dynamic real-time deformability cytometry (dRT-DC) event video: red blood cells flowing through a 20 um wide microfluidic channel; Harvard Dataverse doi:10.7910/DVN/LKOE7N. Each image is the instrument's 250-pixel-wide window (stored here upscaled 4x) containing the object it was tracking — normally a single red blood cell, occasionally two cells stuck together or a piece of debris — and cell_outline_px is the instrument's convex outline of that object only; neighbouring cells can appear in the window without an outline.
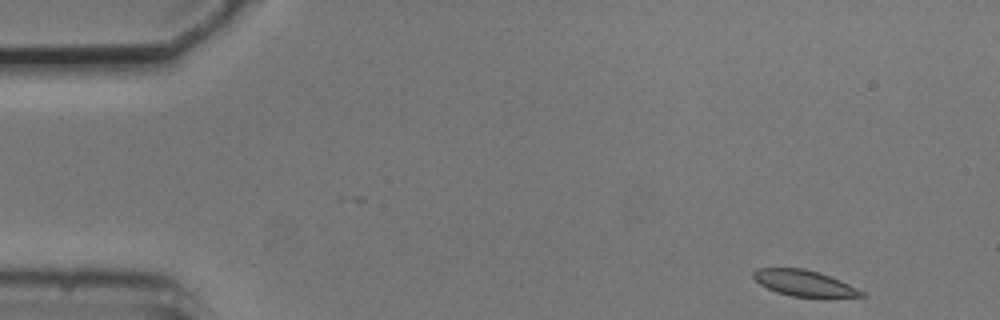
{"species": "common noctule bat (a hibernating species)", "species_latin": "Nyctalus noctula", "temperature_condition": "cold", "stored_images_in_passage": 4, "camera_frame_rate_fps": 3000, "um_per_image_px": 0.085, "animal": {"sex": "male", "body_mass_g": 20.5, "forearm_length_mm": 52.5}, "frame": {"image": 1, "passage_image": 1, "time_ms": 0.0, "image_size_px": [1000, 320], "cell_outline_px": [[868, 296], [792, 296], [776, 292], [760, 284], [752, 276], [752, 272], [756, 268], [804, 268], [820, 272], [840, 280], [864, 292]], "centroid_in_image_um": [68.3, 24.04], "position_along_channel_um": 16.7, "area_um2": 16.07}}
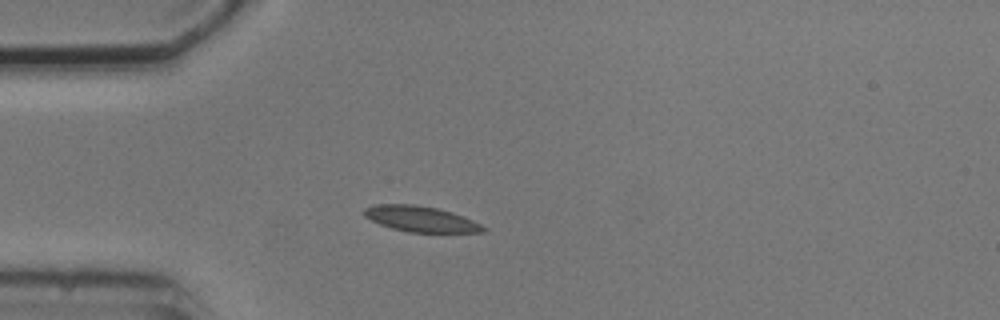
{"frame": {"image": 2, "passage_image": 3, "time_ms": 3.333, "image_size_px": [1000, 320], "cell_outline_px": [[488, 228], [484, 232], [408, 232], [392, 228], [380, 224], [364, 216], [364, 208], [376, 204], [416, 204], [436, 208], [452, 212], [464, 216]], "centroid_in_image_um": [35.77, 18.6], "position_along_channel_um": 49.2, "area_um2": 17.74}}